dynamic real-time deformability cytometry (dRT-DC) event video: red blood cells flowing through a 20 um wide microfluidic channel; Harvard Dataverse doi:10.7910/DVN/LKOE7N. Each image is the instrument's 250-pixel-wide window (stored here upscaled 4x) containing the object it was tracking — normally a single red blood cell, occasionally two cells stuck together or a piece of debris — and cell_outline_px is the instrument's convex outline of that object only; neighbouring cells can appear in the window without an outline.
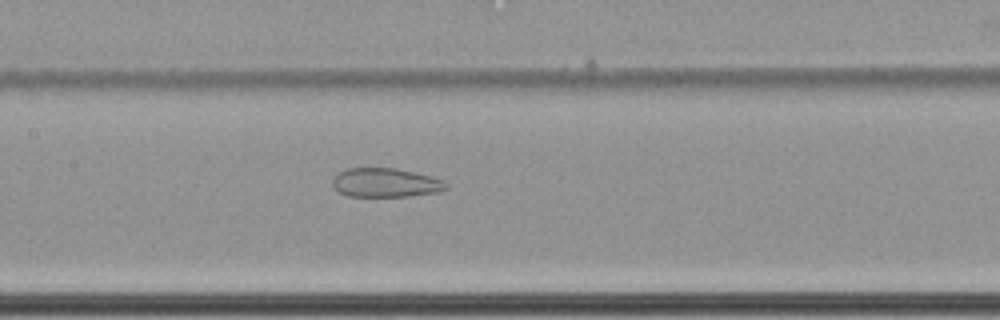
{"species": "common noctule bat (a hibernating species)", "species_latin": "Nyctalus noctula", "temperature_condition": "cold", "stored_images_in_passage": 62, "camera_frame_rate_fps": 3000, "um_per_image_px": 0.085, "animal": {"sex": "female", "body_mass_g": 22.7, "forearm_length_mm": 54.2}, "frame": {"image": 1, "passage_image": 32, "time_ms": 10.333, "image_size_px": [1000, 320], "cell_outline_px": [[448, 188], [440, 192], [408, 196], [348, 196], [340, 192], [332, 184], [332, 180], [340, 172], [348, 168], [396, 168], [432, 176], [444, 180], [448, 184]], "centroid_in_image_um": [32.83, 15.53], "position_along_channel_um": 174.6, "area_um2": 19.19}}
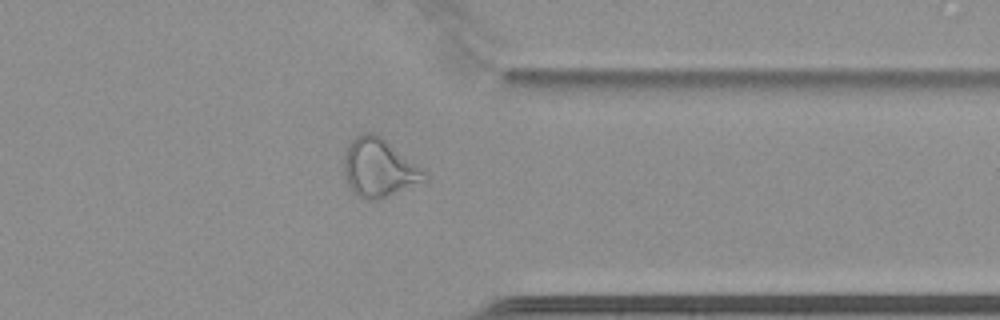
{"frame": {"image": 2, "passage_image": 50, "time_ms": 16.333, "image_size_px": [1000, 320], "cell_outline_px": [[428, 180], [380, 200], [368, 200], [356, 196], [352, 192], [348, 184], [344, 172], [344, 156], [348, 144], [360, 132], [372, 132], [380, 136], [424, 172]], "centroid_in_image_um": [32.16, 14.3], "position_along_channel_um": 379.2, "area_um2": 27.05}}
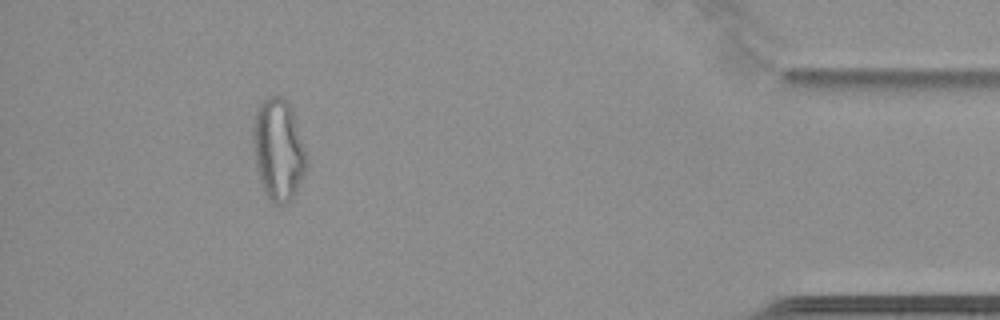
{"frame": {"image": 3, "passage_image": 57, "time_ms": 18.667, "image_size_px": [1000, 320], "cell_outline_px": [[308, 160], [304, 172], [292, 196], [284, 204], [272, 204], [268, 200], [264, 192], [256, 164], [252, 140], [252, 120], [256, 108], [268, 96], [280, 96], [288, 104], [292, 112]], "centroid_in_image_um": [23.61, 12.71], "position_along_channel_um": 411.6, "area_um2": 31.1}, "authors_computed_cell_mechanics": {"area_um2": 29.9115, "velocity_mm_per_s": 3.4547, "shape_relaxation_time_tau1_ms": null, "shape_relaxation_time_tau2_ms": 3.0533, "deformation_change_tau1": null, "deformation_change_tau2": 0.1261}}